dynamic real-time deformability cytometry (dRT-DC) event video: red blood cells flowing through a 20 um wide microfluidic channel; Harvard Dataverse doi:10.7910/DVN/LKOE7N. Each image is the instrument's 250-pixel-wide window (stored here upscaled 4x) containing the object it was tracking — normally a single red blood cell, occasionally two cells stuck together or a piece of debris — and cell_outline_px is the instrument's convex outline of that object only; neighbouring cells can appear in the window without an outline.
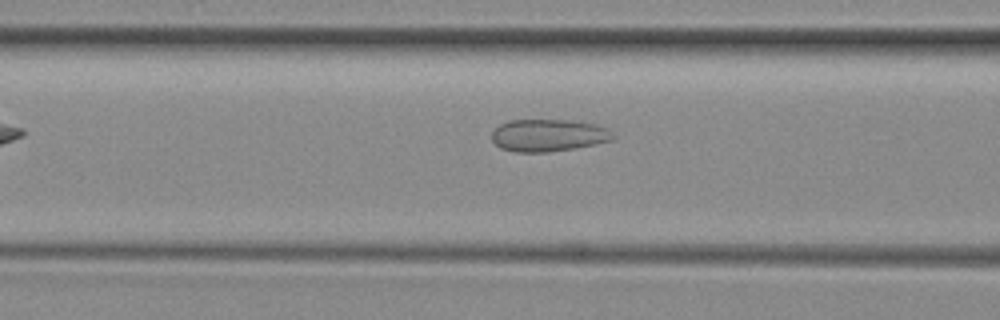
{"species": "common noctule bat (a hibernating species)", "species_latin": "Nyctalus noctula", "temperature_condition": "room temperature", "stored_images_in_passage": 9, "camera_frame_rate_fps": 3000, "um_per_image_px": 0.085, "animal": {"sex": "female", "body_mass_g": 29.2, "forearm_length_mm": 56.3}, "frame": {"image": 1, "passage_image": 7, "time_ms": 2.0, "image_size_px": [1000, 320], "cell_outline_px": [[616, 136], [612, 140], [596, 144], [548, 152], [516, 152], [500, 148], [492, 140], [492, 132], [500, 124], [508, 120], [572, 120], [596, 124], [604, 128]], "centroid_in_image_um": [46.59, 11.5], "position_along_channel_um": 120.0, "area_um2": 22.72}}